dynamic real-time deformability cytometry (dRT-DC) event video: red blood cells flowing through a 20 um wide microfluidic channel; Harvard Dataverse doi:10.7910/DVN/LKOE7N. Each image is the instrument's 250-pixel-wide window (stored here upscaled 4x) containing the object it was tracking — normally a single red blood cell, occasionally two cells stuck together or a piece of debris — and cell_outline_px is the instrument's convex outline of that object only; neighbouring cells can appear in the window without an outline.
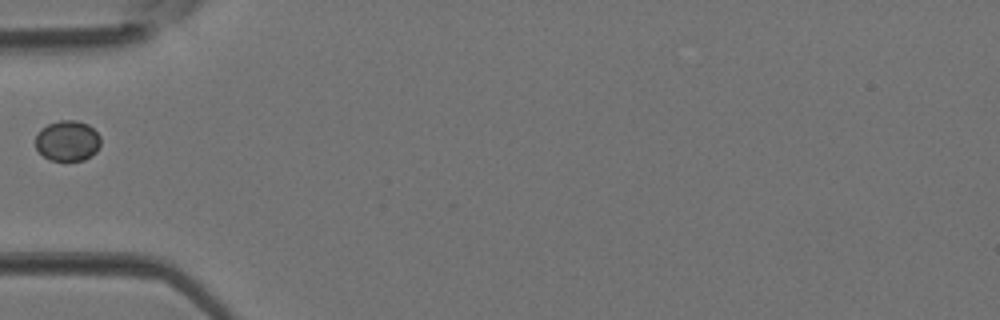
{"species": "Egyptian fruit bat (a non-hibernating species)", "species_latin": "Rousettus aegyptiacus", "temperature_condition": "room temperature", "stored_images_in_passage": 1, "camera_frame_rate_fps": 3000, "um_per_image_px": 0.085, "animal": {"sex": "female"}, "frame": {"image": 1, "passage_image": 1, "time_ms": 0.0, "image_size_px": [1000, 320], "cell_outline_px": [[100, 144], [96, 152], [92, 156], [84, 160], [52, 160], [44, 156], [36, 148], [36, 136], [48, 124], [60, 120], [76, 120], [88, 124], [100, 136]], "centroid_in_image_um": [5.77, 11.97], "position_along_channel_um": 79.2, "area_um2": 15.2}}